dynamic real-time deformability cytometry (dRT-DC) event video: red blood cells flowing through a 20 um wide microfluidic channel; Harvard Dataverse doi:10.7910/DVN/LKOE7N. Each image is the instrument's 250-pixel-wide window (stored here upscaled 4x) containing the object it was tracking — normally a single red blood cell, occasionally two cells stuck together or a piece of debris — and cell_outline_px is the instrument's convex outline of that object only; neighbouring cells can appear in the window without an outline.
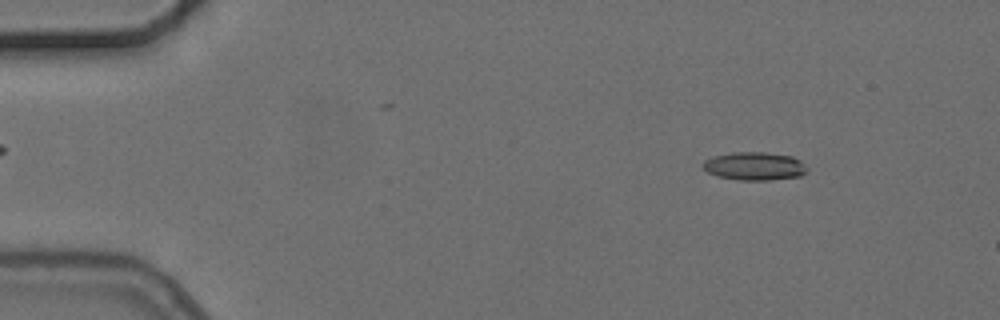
{"species": "common noctule bat (a hibernating species)", "species_latin": "Nyctalus noctula", "temperature_condition": "cold", "stored_images_in_passage": 3, "camera_frame_rate_fps": 3000, "um_per_image_px": 0.085, "animal": {"sex": "female", "body_mass_g": 24.6, "forearm_length_mm": 56.2}, "frame": {"image": 1, "passage_image": 1, "time_ms": 0.0, "image_size_px": [1000, 320], "cell_outline_px": [[808, 168], [800, 176], [768, 180], [736, 180], [716, 176], [708, 172], [704, 168], [704, 160], [712, 156], [732, 152], [764, 152], [792, 156], [800, 160]], "centroid_in_image_um": [64.11, 14.12], "position_along_channel_um": 20.9, "area_um2": 17.11}}